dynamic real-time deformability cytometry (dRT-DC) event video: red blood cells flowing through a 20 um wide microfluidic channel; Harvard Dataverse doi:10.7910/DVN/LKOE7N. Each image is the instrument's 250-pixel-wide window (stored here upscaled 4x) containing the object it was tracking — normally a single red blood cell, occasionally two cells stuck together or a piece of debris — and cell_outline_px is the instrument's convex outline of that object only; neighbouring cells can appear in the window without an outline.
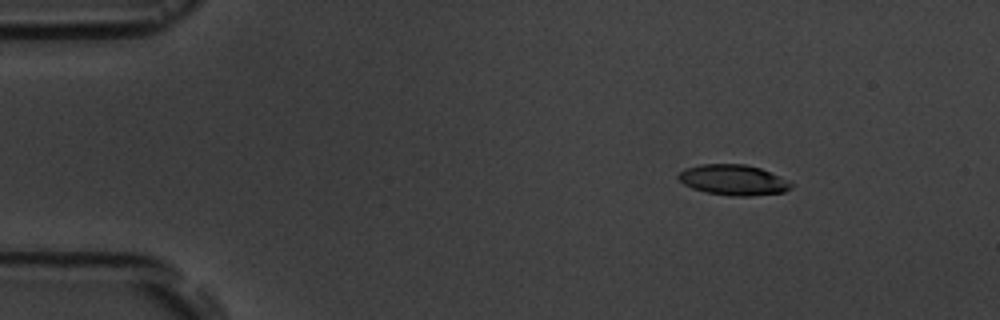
{"species": "common noctule bat (a hibernating species)", "species_latin": "Nyctalus noctula", "temperature_condition": "room temperature", "stored_images_in_passage": 18, "camera_frame_rate_fps": 3000, "um_per_image_px": 0.085, "animal": {"sex": "male", "body_mass_g": 19.5, "forearm_length_mm": 54.6}, "frame": {"image": 1, "passage_image": 3, "time_ms": 2.333, "image_size_px": [1000, 320], "cell_outline_px": [[792, 188], [784, 192], [752, 196], [732, 196], [708, 192], [692, 188], [684, 184], [676, 176], [684, 168], [700, 164], [744, 164], [760, 168], [792, 184]], "centroid_in_image_um": [62.28, 15.29], "position_along_channel_um": 22.7, "area_um2": 19.77}}
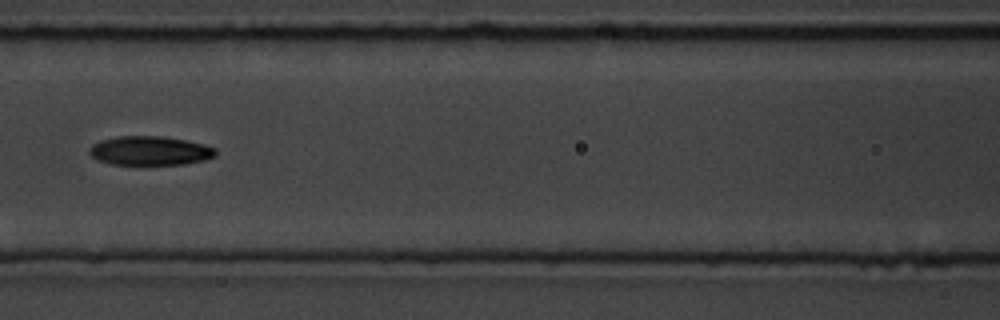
{"frame": {"image": 2, "passage_image": 8, "time_ms": 8.0, "image_size_px": [1000, 320], "cell_outline_px": [[216, 156], [204, 160], [184, 164], [112, 164], [96, 160], [88, 152], [88, 148], [92, 144], [100, 140], [120, 136], [160, 136], [184, 140], [204, 144], [216, 148]], "centroid_in_image_um": [12.72, 12.81], "position_along_channel_um": 153.9, "area_um2": 21.39}}
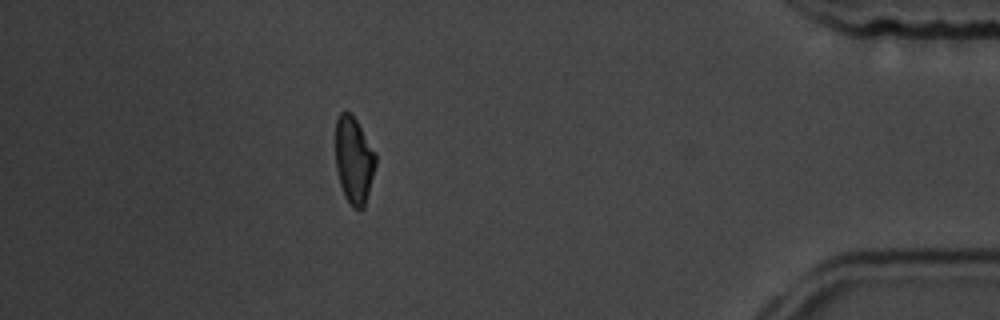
{"frame": {"image": 3, "passage_image": 15, "time_ms": 16.0, "image_size_px": [1000, 320], "cell_outline_px": [[376, 164], [364, 208], [352, 208], [344, 196], [340, 184], [336, 168], [336, 120], [340, 112], [348, 112], [356, 120], [376, 152]], "centroid_in_image_um": [30.08, 13.63], "position_along_channel_um": 405.1, "area_um2": 20.23}, "authors_computed_cell_mechanics": {"area_um2": 20.4901, "velocity_mm_per_s": 3.7302, "shape_relaxation_time_tau1_ms": 2.8243, "shape_relaxation_time_tau2_ms": null, "deformation_change_tau1": 0.1508, "deformation_change_tau2": null}}